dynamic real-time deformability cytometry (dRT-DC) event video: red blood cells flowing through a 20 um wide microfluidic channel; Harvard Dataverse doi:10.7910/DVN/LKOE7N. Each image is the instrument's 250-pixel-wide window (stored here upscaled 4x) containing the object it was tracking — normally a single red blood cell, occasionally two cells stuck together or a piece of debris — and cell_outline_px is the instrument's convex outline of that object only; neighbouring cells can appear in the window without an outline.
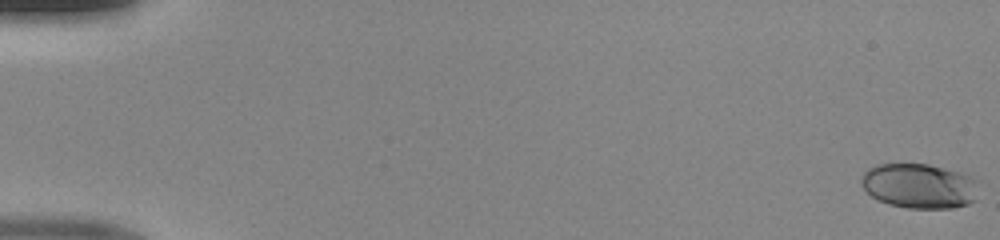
{"species": "human", "species_latin": "Homo sapiens", "temperature_condition": "room temperature", "stored_images_in_passage": 50, "camera_frame_rate_fps": 3000, "um_per_image_px": 0.085, "donor": {"sex": "male"}, "frame": {"image": 1, "passage_image": 1, "time_ms": 0.0, "image_size_px": [1000, 240], "cell_outline_px": [[976, 200], [968, 204], [952, 208], [908, 208], [888, 204], [872, 196], [864, 188], [860, 180], [864, 172], [868, 168], [876, 164], [928, 164], [960, 172], [968, 176], [972, 180]], "centroid_in_image_um": [78.07, 15.8], "position_along_channel_um": 6.9, "area_um2": 30.17}}
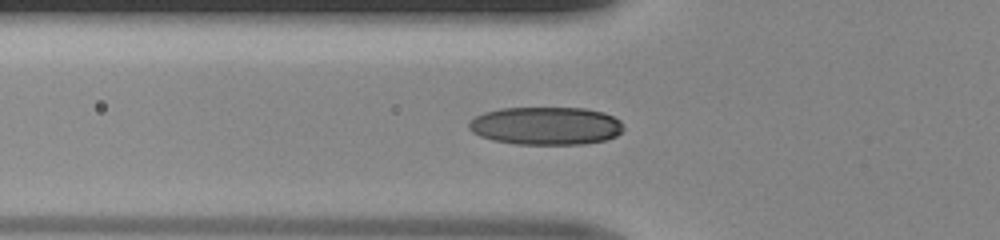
{"frame": {"image": 2, "passage_image": 19, "time_ms": 6.0, "image_size_px": [1000, 240], "cell_outline_px": [[624, 128], [616, 136], [604, 140], [584, 144], [516, 144], [492, 140], [480, 136], [472, 132], [468, 128], [468, 124], [476, 116], [484, 112], [500, 108], [584, 108], [604, 112], [620, 120]], "centroid_in_image_um": [46.4, 10.69], "position_along_channel_um": 79.4, "area_um2": 34.28}}
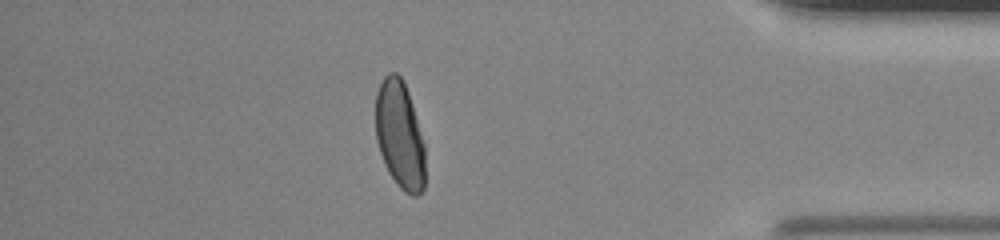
{"frame": {"image": 3, "passage_image": 44, "time_ms": 14.333, "image_size_px": [1000, 240], "cell_outline_px": [[424, 188], [416, 196], [412, 196], [404, 192], [396, 184], [388, 172], [384, 164], [376, 140], [376, 92], [384, 76], [388, 72], [396, 72], [404, 80], [408, 92], [424, 144]], "centroid_in_image_um": [33.96, 11.47], "position_along_channel_um": 401.2, "area_um2": 31.1}}